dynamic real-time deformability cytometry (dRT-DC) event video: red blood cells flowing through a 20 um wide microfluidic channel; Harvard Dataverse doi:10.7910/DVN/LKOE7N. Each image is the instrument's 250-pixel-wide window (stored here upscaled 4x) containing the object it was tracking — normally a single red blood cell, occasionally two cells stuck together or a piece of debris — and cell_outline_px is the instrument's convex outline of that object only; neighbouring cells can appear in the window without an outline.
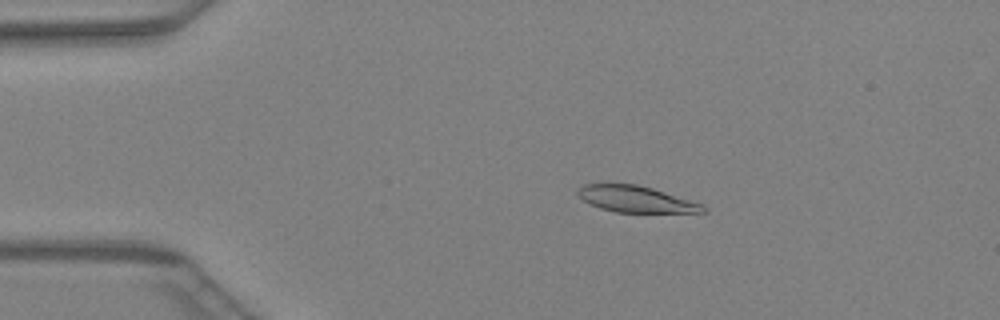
{"species": "Egyptian fruit bat (a non-hibernating species)", "species_latin": "Rousettus aegyptiacus", "temperature_condition": "warm", "stored_images_in_passage": 46, "camera_frame_rate_fps": 3000, "um_per_image_px": 0.085, "animal": {"sex": "female"}, "frame": {"image": 1, "passage_image": 9, "time_ms": 2.667, "image_size_px": [1000, 320], "cell_outline_px": [[708, 212], [616, 212], [600, 208], [588, 204], [576, 192], [584, 184], [600, 180], [604, 180], [636, 184], [652, 188], [704, 204], [708, 208]], "centroid_in_image_um": [53.99, 16.87], "position_along_channel_um": 31.0, "area_um2": 19.94}}
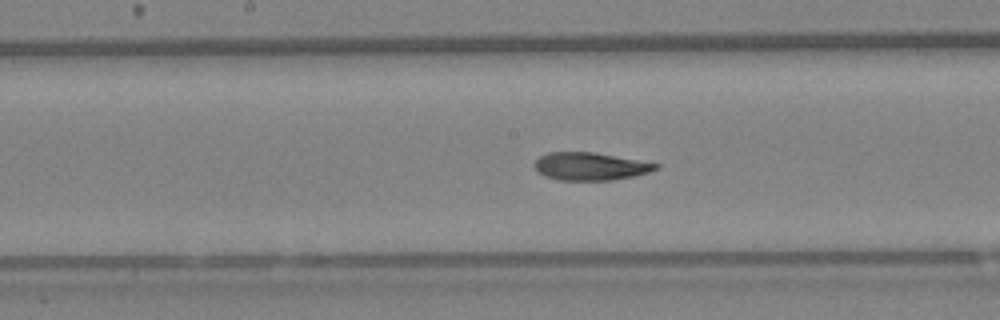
{"frame": {"image": 2, "passage_image": 24, "time_ms": 7.667, "image_size_px": [1000, 320], "cell_outline_px": [[660, 168], [648, 172], [632, 176], [612, 180], [556, 180], [544, 176], [536, 172], [536, 160], [540, 156], [548, 152], [592, 152], [660, 164]], "centroid_in_image_um": [50.15, 14.14], "position_along_channel_um": 198.1, "area_um2": 19.48}}
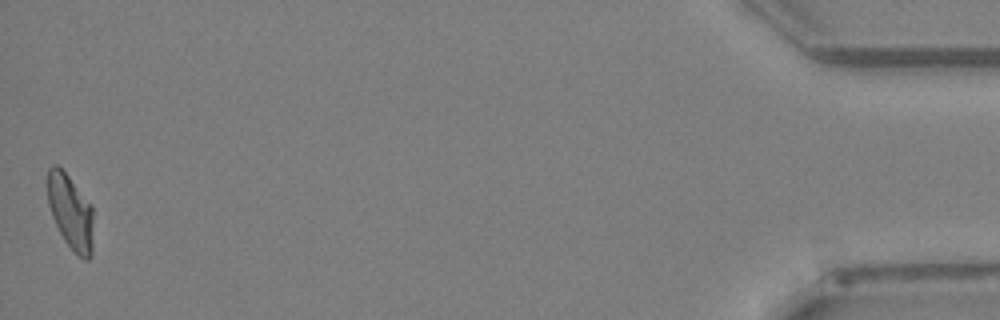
{"frame": {"image": 3, "passage_image": 46, "time_ms": 15.0, "image_size_px": [1000, 320], "cell_outline_px": [[92, 256], [88, 260], [84, 260], [64, 240], [52, 216], [48, 204], [48, 168], [52, 164], [56, 164], [68, 176], [92, 204]], "centroid_in_image_um": [6.0, 18.0], "position_along_channel_um": 429.2, "area_um2": 19.71}}